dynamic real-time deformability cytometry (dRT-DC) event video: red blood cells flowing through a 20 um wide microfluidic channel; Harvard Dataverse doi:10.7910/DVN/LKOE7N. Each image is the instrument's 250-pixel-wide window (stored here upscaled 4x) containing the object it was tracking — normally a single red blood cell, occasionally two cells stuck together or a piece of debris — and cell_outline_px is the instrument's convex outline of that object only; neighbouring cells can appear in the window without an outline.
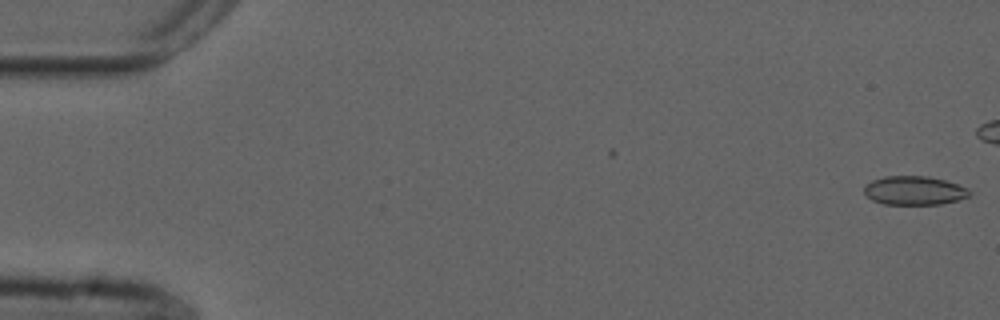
{"species": "common noctule bat (a hibernating species)", "species_latin": "Nyctalus noctula", "temperature_condition": "cold", "stored_images_in_passage": 9, "segment_of_instrument_passage": [1, 2], "camera_frame_rate_fps": 3000, "um_per_image_px": 0.085, "animal": {"sex": "male", "forearm_length_mm": 52.5}, "frame": {"image": 1, "passage_image": 1, "time_ms": 0.0, "image_size_px": [1000, 320], "cell_outline_px": [[972, 192], [968, 196], [956, 200], [940, 204], [884, 204], [872, 200], [864, 192], [864, 188], [872, 180], [884, 176], [928, 176], [944, 180], [968, 188]], "centroid_in_image_um": [77.71, 16.19], "position_along_channel_um": 7.3, "area_um2": 17.51}}
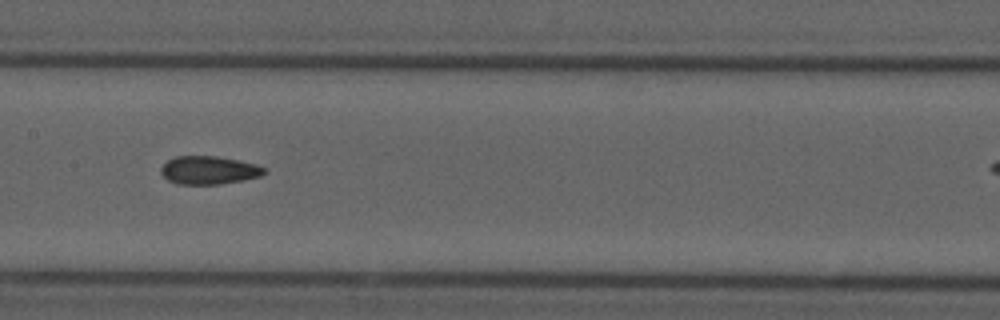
{"frame": {"image": 2, "passage_image": 7, "time_ms": 2.0, "image_size_px": [1000, 320], "cell_outline_px": [[268, 172], [260, 176], [244, 180], [220, 184], [176, 184], [168, 180], [160, 172], [160, 168], [168, 160], [176, 156], [216, 156], [256, 164], [264, 168]], "centroid_in_image_um": [17.75, 14.47], "position_along_channel_um": 189.7, "area_um2": 16.94}}
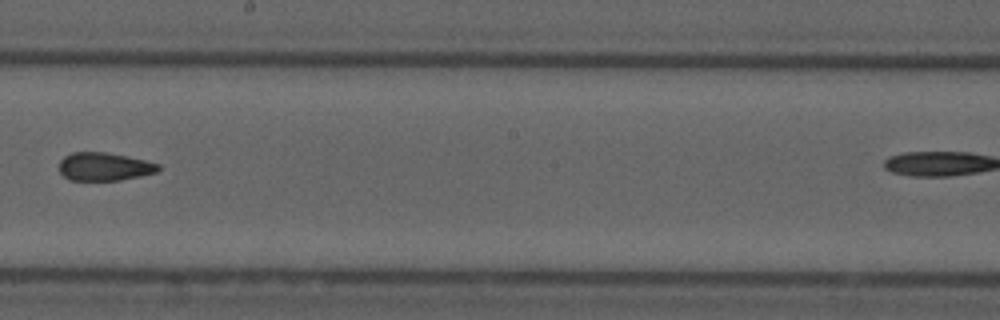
{"frame": {"image": 3, "passage_image": 8, "time_ms": 2.333, "image_size_px": [1000, 320], "cell_outline_px": [[160, 168], [156, 172], [140, 176], [120, 180], [68, 180], [60, 172], [60, 160], [64, 156], [72, 152], [104, 152], [144, 160], [160, 164]], "centroid_in_image_um": [8.84, 14.16], "position_along_channel_um": 239.4, "area_um2": 16.13}}